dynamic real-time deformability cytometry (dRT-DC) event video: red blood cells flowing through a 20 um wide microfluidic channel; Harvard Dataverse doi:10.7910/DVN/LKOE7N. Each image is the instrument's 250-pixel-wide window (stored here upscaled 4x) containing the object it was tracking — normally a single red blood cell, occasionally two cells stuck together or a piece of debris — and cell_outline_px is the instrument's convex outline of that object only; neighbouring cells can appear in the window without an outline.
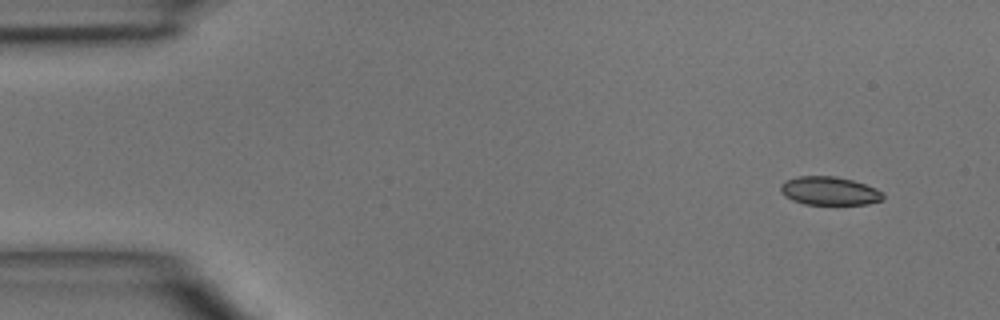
{"species": "common noctule bat (a hibernating species)", "species_latin": "Nyctalus noctula", "temperature_condition": "room temperature", "stored_images_in_passage": 4, "segment_of_instrument_passage": [1, 2], "camera_frame_rate_fps": 3000, "um_per_image_px": 0.085, "animal": {"sex": "male", "body_mass_g": 15.6}, "frame": {"image": 1, "passage_image": 1, "time_ms": 0.0, "image_size_px": [1000, 320], "cell_outline_px": [[884, 200], [868, 204], [804, 204], [792, 200], [784, 196], [780, 192], [780, 184], [784, 180], [796, 176], [836, 176], [852, 180], [876, 188], [884, 196]], "centroid_in_image_um": [70.45, 16.22], "position_along_channel_um": 14.5, "area_um2": 17.11}}